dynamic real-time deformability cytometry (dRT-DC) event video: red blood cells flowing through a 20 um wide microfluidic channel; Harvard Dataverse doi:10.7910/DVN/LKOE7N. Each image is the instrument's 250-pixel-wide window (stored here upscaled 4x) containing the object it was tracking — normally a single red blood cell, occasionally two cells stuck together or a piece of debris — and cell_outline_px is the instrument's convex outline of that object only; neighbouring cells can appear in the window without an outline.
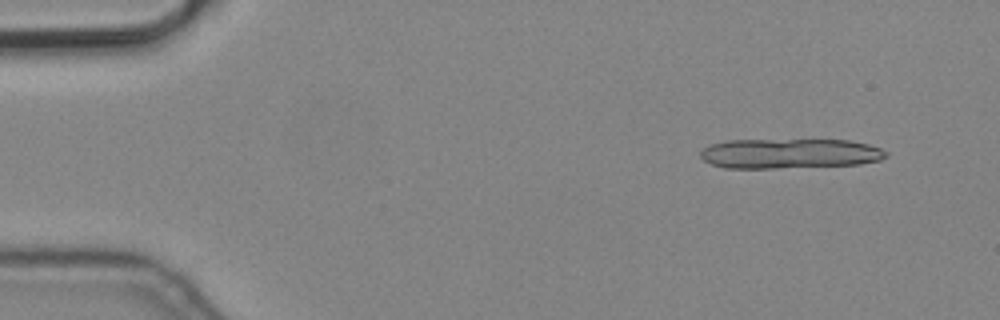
{"species": "common noctule bat (a hibernating species)", "species_latin": "Nyctalus noctula", "temperature_condition": "cold", "stored_images_in_passage": 6, "camera_frame_rate_fps": 3000, "um_per_image_px": 0.085, "animal": {"sex": "male", "body_mass_g": 19.2, "forearm_length_mm": 51.8}, "frame": {"image": 1, "passage_image": 2, "time_ms": 0.333, "image_size_px": [1000, 320], "cell_outline_px": [[888, 156], [880, 160], [860, 164], [776, 168], [724, 168], [712, 164], [704, 160], [700, 156], [700, 152], [704, 148], [712, 144], [724, 140], [848, 140], [868, 144], [880, 148], [888, 152]], "centroid_in_image_um": [67.13, 13.05], "position_along_channel_um": 17.9, "area_um2": 32.37}}
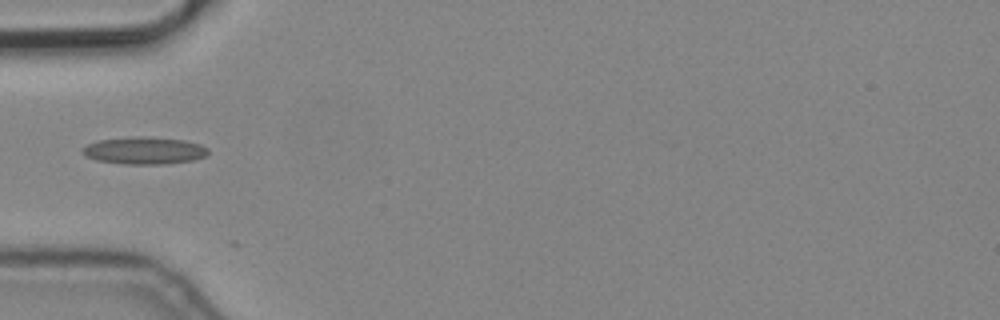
{"frame": {"image": 2, "passage_image": 6, "time_ms": 1.667, "image_size_px": [1000, 320], "cell_outline_px": [[208, 152], [204, 156], [192, 160], [164, 164], [124, 164], [96, 160], [84, 156], [80, 152], [80, 148], [96, 140], [136, 136], [144, 136], [184, 140], [200, 144], [208, 148]], "centroid_in_image_um": [12.19, 12.79], "position_along_channel_um": 72.8, "area_um2": 20.11}}